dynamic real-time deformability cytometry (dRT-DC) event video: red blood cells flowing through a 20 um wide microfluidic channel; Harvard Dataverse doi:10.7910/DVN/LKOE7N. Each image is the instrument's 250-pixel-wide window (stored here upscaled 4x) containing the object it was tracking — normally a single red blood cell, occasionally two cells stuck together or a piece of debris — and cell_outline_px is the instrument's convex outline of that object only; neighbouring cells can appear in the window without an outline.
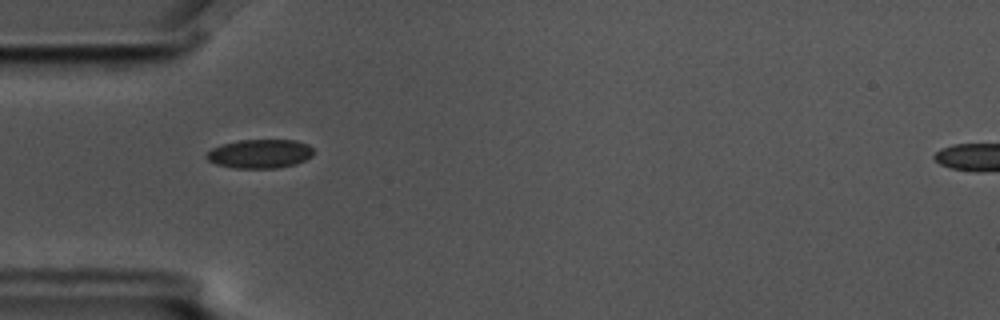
{"species": "common noctule bat (a hibernating species)", "species_latin": "Nyctalus noctula", "temperature_condition": "cold", "stored_images_in_passage": 4, "camera_frame_rate_fps": 3000, "um_per_image_px": 0.085, "animal": {"sex": "male", "body_mass_g": 17.5, "forearm_length_mm": 52.3}, "frame": {"image": 1, "passage_image": 3, "time_ms": 0.667, "image_size_px": [1000, 320], "cell_outline_px": [[312, 156], [296, 164], [276, 168], [232, 168], [216, 164], [208, 160], [204, 156], [212, 148], [224, 144], [240, 140], [296, 140], [308, 144], [312, 148]], "centroid_in_image_um": [22.08, 13.07], "position_along_channel_um": 62.9, "area_um2": 17.98}}